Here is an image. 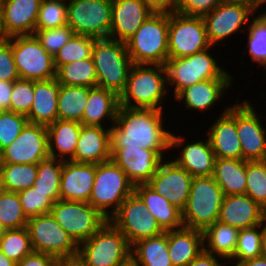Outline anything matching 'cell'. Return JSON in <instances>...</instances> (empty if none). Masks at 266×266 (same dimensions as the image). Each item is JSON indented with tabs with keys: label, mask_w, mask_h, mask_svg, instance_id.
Returning a JSON list of instances; mask_svg holds the SVG:
<instances>
[{
	"label": "cell",
	"mask_w": 266,
	"mask_h": 266,
	"mask_svg": "<svg viewBox=\"0 0 266 266\" xmlns=\"http://www.w3.org/2000/svg\"><path fill=\"white\" fill-rule=\"evenodd\" d=\"M164 110L119 106L111 126V147H141L169 150L173 131L165 127ZM165 118V119H164ZM165 120V121H164Z\"/></svg>",
	"instance_id": "cell-1"
},
{
	"label": "cell",
	"mask_w": 266,
	"mask_h": 266,
	"mask_svg": "<svg viewBox=\"0 0 266 266\" xmlns=\"http://www.w3.org/2000/svg\"><path fill=\"white\" fill-rule=\"evenodd\" d=\"M167 92L164 65L133 64L125 89L119 96V104L130 108L163 110L164 101L170 95Z\"/></svg>",
	"instance_id": "cell-2"
},
{
	"label": "cell",
	"mask_w": 266,
	"mask_h": 266,
	"mask_svg": "<svg viewBox=\"0 0 266 266\" xmlns=\"http://www.w3.org/2000/svg\"><path fill=\"white\" fill-rule=\"evenodd\" d=\"M210 48L183 58H168L166 69L167 89L175 97L182 89L197 82L210 79H234L233 75L220 66ZM226 70V71H225ZM174 91V92H173Z\"/></svg>",
	"instance_id": "cell-3"
},
{
	"label": "cell",
	"mask_w": 266,
	"mask_h": 266,
	"mask_svg": "<svg viewBox=\"0 0 266 266\" xmlns=\"http://www.w3.org/2000/svg\"><path fill=\"white\" fill-rule=\"evenodd\" d=\"M91 58L96 68L97 87L113 91L120 96L133 65L126 42L111 38L96 39Z\"/></svg>",
	"instance_id": "cell-4"
},
{
	"label": "cell",
	"mask_w": 266,
	"mask_h": 266,
	"mask_svg": "<svg viewBox=\"0 0 266 266\" xmlns=\"http://www.w3.org/2000/svg\"><path fill=\"white\" fill-rule=\"evenodd\" d=\"M133 64L164 65L168 59V13H152L126 41Z\"/></svg>",
	"instance_id": "cell-5"
},
{
	"label": "cell",
	"mask_w": 266,
	"mask_h": 266,
	"mask_svg": "<svg viewBox=\"0 0 266 266\" xmlns=\"http://www.w3.org/2000/svg\"><path fill=\"white\" fill-rule=\"evenodd\" d=\"M223 198V190L212 176L193 177L189 197L182 210L184 227L204 232L218 221Z\"/></svg>",
	"instance_id": "cell-6"
},
{
	"label": "cell",
	"mask_w": 266,
	"mask_h": 266,
	"mask_svg": "<svg viewBox=\"0 0 266 266\" xmlns=\"http://www.w3.org/2000/svg\"><path fill=\"white\" fill-rule=\"evenodd\" d=\"M130 256V244L110 221L80 243L77 254L86 266H119Z\"/></svg>",
	"instance_id": "cell-7"
},
{
	"label": "cell",
	"mask_w": 266,
	"mask_h": 266,
	"mask_svg": "<svg viewBox=\"0 0 266 266\" xmlns=\"http://www.w3.org/2000/svg\"><path fill=\"white\" fill-rule=\"evenodd\" d=\"M133 192V183L112 160L96 164L95 182L88 203L108 220Z\"/></svg>",
	"instance_id": "cell-8"
},
{
	"label": "cell",
	"mask_w": 266,
	"mask_h": 266,
	"mask_svg": "<svg viewBox=\"0 0 266 266\" xmlns=\"http://www.w3.org/2000/svg\"><path fill=\"white\" fill-rule=\"evenodd\" d=\"M210 47L202 16L168 13V58L191 56Z\"/></svg>",
	"instance_id": "cell-9"
},
{
	"label": "cell",
	"mask_w": 266,
	"mask_h": 266,
	"mask_svg": "<svg viewBox=\"0 0 266 266\" xmlns=\"http://www.w3.org/2000/svg\"><path fill=\"white\" fill-rule=\"evenodd\" d=\"M26 228L34 252L49 254L57 259L77 257L79 245L51 213L30 217Z\"/></svg>",
	"instance_id": "cell-10"
},
{
	"label": "cell",
	"mask_w": 266,
	"mask_h": 266,
	"mask_svg": "<svg viewBox=\"0 0 266 266\" xmlns=\"http://www.w3.org/2000/svg\"><path fill=\"white\" fill-rule=\"evenodd\" d=\"M112 0H67V25L75 34L109 38Z\"/></svg>",
	"instance_id": "cell-11"
},
{
	"label": "cell",
	"mask_w": 266,
	"mask_h": 266,
	"mask_svg": "<svg viewBox=\"0 0 266 266\" xmlns=\"http://www.w3.org/2000/svg\"><path fill=\"white\" fill-rule=\"evenodd\" d=\"M50 213L78 245L88 240L109 221L99 210L86 202L58 200Z\"/></svg>",
	"instance_id": "cell-12"
},
{
	"label": "cell",
	"mask_w": 266,
	"mask_h": 266,
	"mask_svg": "<svg viewBox=\"0 0 266 266\" xmlns=\"http://www.w3.org/2000/svg\"><path fill=\"white\" fill-rule=\"evenodd\" d=\"M256 13L257 11L249 4L223 0L210 13L203 16L210 45L218 47L225 44L224 41L226 42L233 34L236 35L239 31L245 33L250 19Z\"/></svg>",
	"instance_id": "cell-13"
},
{
	"label": "cell",
	"mask_w": 266,
	"mask_h": 266,
	"mask_svg": "<svg viewBox=\"0 0 266 266\" xmlns=\"http://www.w3.org/2000/svg\"><path fill=\"white\" fill-rule=\"evenodd\" d=\"M109 221L121 231L130 246L165 232L135 192L124 200Z\"/></svg>",
	"instance_id": "cell-14"
},
{
	"label": "cell",
	"mask_w": 266,
	"mask_h": 266,
	"mask_svg": "<svg viewBox=\"0 0 266 266\" xmlns=\"http://www.w3.org/2000/svg\"><path fill=\"white\" fill-rule=\"evenodd\" d=\"M12 52L21 79L39 81L56 78L54 57L34 35L12 37Z\"/></svg>",
	"instance_id": "cell-15"
},
{
	"label": "cell",
	"mask_w": 266,
	"mask_h": 266,
	"mask_svg": "<svg viewBox=\"0 0 266 266\" xmlns=\"http://www.w3.org/2000/svg\"><path fill=\"white\" fill-rule=\"evenodd\" d=\"M170 155L168 150L141 147H111V160L120 167L133 185L147 184L161 162Z\"/></svg>",
	"instance_id": "cell-16"
},
{
	"label": "cell",
	"mask_w": 266,
	"mask_h": 266,
	"mask_svg": "<svg viewBox=\"0 0 266 266\" xmlns=\"http://www.w3.org/2000/svg\"><path fill=\"white\" fill-rule=\"evenodd\" d=\"M49 157L46 126L27 123L19 136L0 152V163L38 164Z\"/></svg>",
	"instance_id": "cell-17"
},
{
	"label": "cell",
	"mask_w": 266,
	"mask_h": 266,
	"mask_svg": "<svg viewBox=\"0 0 266 266\" xmlns=\"http://www.w3.org/2000/svg\"><path fill=\"white\" fill-rule=\"evenodd\" d=\"M237 100V134L242 148V160H266V126L250 100Z\"/></svg>",
	"instance_id": "cell-18"
},
{
	"label": "cell",
	"mask_w": 266,
	"mask_h": 266,
	"mask_svg": "<svg viewBox=\"0 0 266 266\" xmlns=\"http://www.w3.org/2000/svg\"><path fill=\"white\" fill-rule=\"evenodd\" d=\"M171 133L170 154L179 149V157L172 159L178 166L185 169L192 177H210L213 175L216 160L208 137L204 141L196 139L186 143L185 136ZM185 140V142H184ZM172 150V151H171ZM181 150V151H180Z\"/></svg>",
	"instance_id": "cell-19"
},
{
	"label": "cell",
	"mask_w": 266,
	"mask_h": 266,
	"mask_svg": "<svg viewBox=\"0 0 266 266\" xmlns=\"http://www.w3.org/2000/svg\"><path fill=\"white\" fill-rule=\"evenodd\" d=\"M170 158H165L147 183L179 210H183L189 197L193 177Z\"/></svg>",
	"instance_id": "cell-20"
},
{
	"label": "cell",
	"mask_w": 266,
	"mask_h": 266,
	"mask_svg": "<svg viewBox=\"0 0 266 266\" xmlns=\"http://www.w3.org/2000/svg\"><path fill=\"white\" fill-rule=\"evenodd\" d=\"M206 135L216 158L242 159L241 143L237 134V101L224 107Z\"/></svg>",
	"instance_id": "cell-21"
},
{
	"label": "cell",
	"mask_w": 266,
	"mask_h": 266,
	"mask_svg": "<svg viewBox=\"0 0 266 266\" xmlns=\"http://www.w3.org/2000/svg\"><path fill=\"white\" fill-rule=\"evenodd\" d=\"M42 0H0V31L4 39L33 35Z\"/></svg>",
	"instance_id": "cell-22"
},
{
	"label": "cell",
	"mask_w": 266,
	"mask_h": 266,
	"mask_svg": "<svg viewBox=\"0 0 266 266\" xmlns=\"http://www.w3.org/2000/svg\"><path fill=\"white\" fill-rule=\"evenodd\" d=\"M96 164L63 161L60 200L86 202L95 182Z\"/></svg>",
	"instance_id": "cell-23"
},
{
	"label": "cell",
	"mask_w": 266,
	"mask_h": 266,
	"mask_svg": "<svg viewBox=\"0 0 266 266\" xmlns=\"http://www.w3.org/2000/svg\"><path fill=\"white\" fill-rule=\"evenodd\" d=\"M218 221L239 230L251 228L266 222V210L247 194L224 195Z\"/></svg>",
	"instance_id": "cell-24"
},
{
	"label": "cell",
	"mask_w": 266,
	"mask_h": 266,
	"mask_svg": "<svg viewBox=\"0 0 266 266\" xmlns=\"http://www.w3.org/2000/svg\"><path fill=\"white\" fill-rule=\"evenodd\" d=\"M152 13L142 0H112L109 38L126 42Z\"/></svg>",
	"instance_id": "cell-25"
},
{
	"label": "cell",
	"mask_w": 266,
	"mask_h": 266,
	"mask_svg": "<svg viewBox=\"0 0 266 266\" xmlns=\"http://www.w3.org/2000/svg\"><path fill=\"white\" fill-rule=\"evenodd\" d=\"M232 80L210 79L197 82L182 89L174 97V101H177L179 104L183 103L185 110L191 112L193 110L196 112L209 111L223 99V96L226 95L225 91L229 90V88L231 89V85H233Z\"/></svg>",
	"instance_id": "cell-26"
},
{
	"label": "cell",
	"mask_w": 266,
	"mask_h": 266,
	"mask_svg": "<svg viewBox=\"0 0 266 266\" xmlns=\"http://www.w3.org/2000/svg\"><path fill=\"white\" fill-rule=\"evenodd\" d=\"M111 160L110 127L81 126L74 162L99 164Z\"/></svg>",
	"instance_id": "cell-27"
},
{
	"label": "cell",
	"mask_w": 266,
	"mask_h": 266,
	"mask_svg": "<svg viewBox=\"0 0 266 266\" xmlns=\"http://www.w3.org/2000/svg\"><path fill=\"white\" fill-rule=\"evenodd\" d=\"M119 106V96L113 91L100 87H89V97L81 124L85 126H110L111 128L115 123ZM106 119L111 125L108 126V123H104L107 122Z\"/></svg>",
	"instance_id": "cell-28"
},
{
	"label": "cell",
	"mask_w": 266,
	"mask_h": 266,
	"mask_svg": "<svg viewBox=\"0 0 266 266\" xmlns=\"http://www.w3.org/2000/svg\"><path fill=\"white\" fill-rule=\"evenodd\" d=\"M60 83L56 78L34 81V97L28 123L48 126L58 119V92Z\"/></svg>",
	"instance_id": "cell-29"
},
{
	"label": "cell",
	"mask_w": 266,
	"mask_h": 266,
	"mask_svg": "<svg viewBox=\"0 0 266 266\" xmlns=\"http://www.w3.org/2000/svg\"><path fill=\"white\" fill-rule=\"evenodd\" d=\"M167 244L172 265L188 266L204 250V234L187 227L169 230Z\"/></svg>",
	"instance_id": "cell-30"
},
{
	"label": "cell",
	"mask_w": 266,
	"mask_h": 266,
	"mask_svg": "<svg viewBox=\"0 0 266 266\" xmlns=\"http://www.w3.org/2000/svg\"><path fill=\"white\" fill-rule=\"evenodd\" d=\"M82 124L76 121L57 119L46 126L48 152L51 158L73 161Z\"/></svg>",
	"instance_id": "cell-31"
},
{
	"label": "cell",
	"mask_w": 266,
	"mask_h": 266,
	"mask_svg": "<svg viewBox=\"0 0 266 266\" xmlns=\"http://www.w3.org/2000/svg\"><path fill=\"white\" fill-rule=\"evenodd\" d=\"M134 192L141 198L148 208V212L155 217L164 231L184 227L182 211L154 191L148 184L135 185Z\"/></svg>",
	"instance_id": "cell-32"
},
{
	"label": "cell",
	"mask_w": 266,
	"mask_h": 266,
	"mask_svg": "<svg viewBox=\"0 0 266 266\" xmlns=\"http://www.w3.org/2000/svg\"><path fill=\"white\" fill-rule=\"evenodd\" d=\"M247 161L242 159L216 158L212 177L224 195L245 194Z\"/></svg>",
	"instance_id": "cell-33"
},
{
	"label": "cell",
	"mask_w": 266,
	"mask_h": 266,
	"mask_svg": "<svg viewBox=\"0 0 266 266\" xmlns=\"http://www.w3.org/2000/svg\"><path fill=\"white\" fill-rule=\"evenodd\" d=\"M239 229L216 221L204 232V250L227 261L234 255Z\"/></svg>",
	"instance_id": "cell-34"
},
{
	"label": "cell",
	"mask_w": 266,
	"mask_h": 266,
	"mask_svg": "<svg viewBox=\"0 0 266 266\" xmlns=\"http://www.w3.org/2000/svg\"><path fill=\"white\" fill-rule=\"evenodd\" d=\"M131 256L141 266H173L168 254L167 231L133 244Z\"/></svg>",
	"instance_id": "cell-35"
},
{
	"label": "cell",
	"mask_w": 266,
	"mask_h": 266,
	"mask_svg": "<svg viewBox=\"0 0 266 266\" xmlns=\"http://www.w3.org/2000/svg\"><path fill=\"white\" fill-rule=\"evenodd\" d=\"M89 97V87L60 85L58 92V119L81 123Z\"/></svg>",
	"instance_id": "cell-36"
},
{
	"label": "cell",
	"mask_w": 266,
	"mask_h": 266,
	"mask_svg": "<svg viewBox=\"0 0 266 266\" xmlns=\"http://www.w3.org/2000/svg\"><path fill=\"white\" fill-rule=\"evenodd\" d=\"M38 164L0 163V189L20 192L33 187Z\"/></svg>",
	"instance_id": "cell-37"
},
{
	"label": "cell",
	"mask_w": 266,
	"mask_h": 266,
	"mask_svg": "<svg viewBox=\"0 0 266 266\" xmlns=\"http://www.w3.org/2000/svg\"><path fill=\"white\" fill-rule=\"evenodd\" d=\"M56 79L65 86L97 87L96 68L92 58L61 65L56 70Z\"/></svg>",
	"instance_id": "cell-38"
},
{
	"label": "cell",
	"mask_w": 266,
	"mask_h": 266,
	"mask_svg": "<svg viewBox=\"0 0 266 266\" xmlns=\"http://www.w3.org/2000/svg\"><path fill=\"white\" fill-rule=\"evenodd\" d=\"M63 161L47 158L38 163L37 177L33 184L35 191L46 194L54 202L60 200L61 170Z\"/></svg>",
	"instance_id": "cell-39"
},
{
	"label": "cell",
	"mask_w": 266,
	"mask_h": 266,
	"mask_svg": "<svg viewBox=\"0 0 266 266\" xmlns=\"http://www.w3.org/2000/svg\"><path fill=\"white\" fill-rule=\"evenodd\" d=\"M247 27V47L242 54L244 57L249 54L252 62L258 64V68L263 66L262 69L266 70V17L261 12L255 14Z\"/></svg>",
	"instance_id": "cell-40"
},
{
	"label": "cell",
	"mask_w": 266,
	"mask_h": 266,
	"mask_svg": "<svg viewBox=\"0 0 266 266\" xmlns=\"http://www.w3.org/2000/svg\"><path fill=\"white\" fill-rule=\"evenodd\" d=\"M25 215L17 192L0 189V223L5 230L26 227Z\"/></svg>",
	"instance_id": "cell-41"
},
{
	"label": "cell",
	"mask_w": 266,
	"mask_h": 266,
	"mask_svg": "<svg viewBox=\"0 0 266 266\" xmlns=\"http://www.w3.org/2000/svg\"><path fill=\"white\" fill-rule=\"evenodd\" d=\"M96 38L74 34L67 43L55 54L56 70L64 64L92 57L93 44Z\"/></svg>",
	"instance_id": "cell-42"
},
{
	"label": "cell",
	"mask_w": 266,
	"mask_h": 266,
	"mask_svg": "<svg viewBox=\"0 0 266 266\" xmlns=\"http://www.w3.org/2000/svg\"><path fill=\"white\" fill-rule=\"evenodd\" d=\"M0 250L15 263L33 252L26 227L5 230L0 238Z\"/></svg>",
	"instance_id": "cell-43"
},
{
	"label": "cell",
	"mask_w": 266,
	"mask_h": 266,
	"mask_svg": "<svg viewBox=\"0 0 266 266\" xmlns=\"http://www.w3.org/2000/svg\"><path fill=\"white\" fill-rule=\"evenodd\" d=\"M263 223L251 228L241 229L238 234L234 255L228 262H240L259 257L261 254Z\"/></svg>",
	"instance_id": "cell-44"
},
{
	"label": "cell",
	"mask_w": 266,
	"mask_h": 266,
	"mask_svg": "<svg viewBox=\"0 0 266 266\" xmlns=\"http://www.w3.org/2000/svg\"><path fill=\"white\" fill-rule=\"evenodd\" d=\"M246 179L245 194L266 210V160L247 161Z\"/></svg>",
	"instance_id": "cell-45"
},
{
	"label": "cell",
	"mask_w": 266,
	"mask_h": 266,
	"mask_svg": "<svg viewBox=\"0 0 266 266\" xmlns=\"http://www.w3.org/2000/svg\"><path fill=\"white\" fill-rule=\"evenodd\" d=\"M67 25V0H42L35 30Z\"/></svg>",
	"instance_id": "cell-46"
},
{
	"label": "cell",
	"mask_w": 266,
	"mask_h": 266,
	"mask_svg": "<svg viewBox=\"0 0 266 266\" xmlns=\"http://www.w3.org/2000/svg\"><path fill=\"white\" fill-rule=\"evenodd\" d=\"M27 123L25 115L10 110L0 111V152L19 136Z\"/></svg>",
	"instance_id": "cell-47"
},
{
	"label": "cell",
	"mask_w": 266,
	"mask_h": 266,
	"mask_svg": "<svg viewBox=\"0 0 266 266\" xmlns=\"http://www.w3.org/2000/svg\"><path fill=\"white\" fill-rule=\"evenodd\" d=\"M34 80L17 79L13 81L10 111L27 116L33 103Z\"/></svg>",
	"instance_id": "cell-48"
},
{
	"label": "cell",
	"mask_w": 266,
	"mask_h": 266,
	"mask_svg": "<svg viewBox=\"0 0 266 266\" xmlns=\"http://www.w3.org/2000/svg\"><path fill=\"white\" fill-rule=\"evenodd\" d=\"M74 34L69 25H64L57 28L35 30L33 35L41 46L54 57Z\"/></svg>",
	"instance_id": "cell-49"
},
{
	"label": "cell",
	"mask_w": 266,
	"mask_h": 266,
	"mask_svg": "<svg viewBox=\"0 0 266 266\" xmlns=\"http://www.w3.org/2000/svg\"><path fill=\"white\" fill-rule=\"evenodd\" d=\"M25 215L30 218L51 212L54 201L33 187L18 192Z\"/></svg>",
	"instance_id": "cell-50"
},
{
	"label": "cell",
	"mask_w": 266,
	"mask_h": 266,
	"mask_svg": "<svg viewBox=\"0 0 266 266\" xmlns=\"http://www.w3.org/2000/svg\"><path fill=\"white\" fill-rule=\"evenodd\" d=\"M19 75L12 52V37L0 41V80L15 81Z\"/></svg>",
	"instance_id": "cell-51"
},
{
	"label": "cell",
	"mask_w": 266,
	"mask_h": 266,
	"mask_svg": "<svg viewBox=\"0 0 266 266\" xmlns=\"http://www.w3.org/2000/svg\"><path fill=\"white\" fill-rule=\"evenodd\" d=\"M223 0H176L174 11L188 16H204Z\"/></svg>",
	"instance_id": "cell-52"
},
{
	"label": "cell",
	"mask_w": 266,
	"mask_h": 266,
	"mask_svg": "<svg viewBox=\"0 0 266 266\" xmlns=\"http://www.w3.org/2000/svg\"><path fill=\"white\" fill-rule=\"evenodd\" d=\"M56 260L52 255L33 251L17 262L16 266H51Z\"/></svg>",
	"instance_id": "cell-53"
},
{
	"label": "cell",
	"mask_w": 266,
	"mask_h": 266,
	"mask_svg": "<svg viewBox=\"0 0 266 266\" xmlns=\"http://www.w3.org/2000/svg\"><path fill=\"white\" fill-rule=\"evenodd\" d=\"M220 259V260H219ZM224 261H222V260ZM226 266L228 261L203 250L188 266Z\"/></svg>",
	"instance_id": "cell-54"
},
{
	"label": "cell",
	"mask_w": 266,
	"mask_h": 266,
	"mask_svg": "<svg viewBox=\"0 0 266 266\" xmlns=\"http://www.w3.org/2000/svg\"><path fill=\"white\" fill-rule=\"evenodd\" d=\"M154 13H171L174 11L176 0H142Z\"/></svg>",
	"instance_id": "cell-55"
},
{
	"label": "cell",
	"mask_w": 266,
	"mask_h": 266,
	"mask_svg": "<svg viewBox=\"0 0 266 266\" xmlns=\"http://www.w3.org/2000/svg\"><path fill=\"white\" fill-rule=\"evenodd\" d=\"M13 81L0 80V111L10 110Z\"/></svg>",
	"instance_id": "cell-56"
},
{
	"label": "cell",
	"mask_w": 266,
	"mask_h": 266,
	"mask_svg": "<svg viewBox=\"0 0 266 266\" xmlns=\"http://www.w3.org/2000/svg\"><path fill=\"white\" fill-rule=\"evenodd\" d=\"M232 266H266V258L259 256L240 262H229ZM234 264V265H233Z\"/></svg>",
	"instance_id": "cell-57"
},
{
	"label": "cell",
	"mask_w": 266,
	"mask_h": 266,
	"mask_svg": "<svg viewBox=\"0 0 266 266\" xmlns=\"http://www.w3.org/2000/svg\"><path fill=\"white\" fill-rule=\"evenodd\" d=\"M230 1L243 2V3L249 4L258 13L261 12L262 8H264L263 5L264 6L266 5V0H230ZM259 8H261V9H259Z\"/></svg>",
	"instance_id": "cell-58"
},
{
	"label": "cell",
	"mask_w": 266,
	"mask_h": 266,
	"mask_svg": "<svg viewBox=\"0 0 266 266\" xmlns=\"http://www.w3.org/2000/svg\"><path fill=\"white\" fill-rule=\"evenodd\" d=\"M0 266H16V263L0 250Z\"/></svg>",
	"instance_id": "cell-59"
},
{
	"label": "cell",
	"mask_w": 266,
	"mask_h": 266,
	"mask_svg": "<svg viewBox=\"0 0 266 266\" xmlns=\"http://www.w3.org/2000/svg\"><path fill=\"white\" fill-rule=\"evenodd\" d=\"M260 256L266 258V222L263 223L261 254Z\"/></svg>",
	"instance_id": "cell-60"
},
{
	"label": "cell",
	"mask_w": 266,
	"mask_h": 266,
	"mask_svg": "<svg viewBox=\"0 0 266 266\" xmlns=\"http://www.w3.org/2000/svg\"><path fill=\"white\" fill-rule=\"evenodd\" d=\"M67 266H86L78 257L67 258Z\"/></svg>",
	"instance_id": "cell-61"
},
{
	"label": "cell",
	"mask_w": 266,
	"mask_h": 266,
	"mask_svg": "<svg viewBox=\"0 0 266 266\" xmlns=\"http://www.w3.org/2000/svg\"><path fill=\"white\" fill-rule=\"evenodd\" d=\"M119 266H141L132 256L122 262Z\"/></svg>",
	"instance_id": "cell-62"
},
{
	"label": "cell",
	"mask_w": 266,
	"mask_h": 266,
	"mask_svg": "<svg viewBox=\"0 0 266 266\" xmlns=\"http://www.w3.org/2000/svg\"><path fill=\"white\" fill-rule=\"evenodd\" d=\"M51 266H67V259H57Z\"/></svg>",
	"instance_id": "cell-63"
},
{
	"label": "cell",
	"mask_w": 266,
	"mask_h": 266,
	"mask_svg": "<svg viewBox=\"0 0 266 266\" xmlns=\"http://www.w3.org/2000/svg\"><path fill=\"white\" fill-rule=\"evenodd\" d=\"M4 231H5V229L3 228V226L0 223V238L2 237Z\"/></svg>",
	"instance_id": "cell-64"
},
{
	"label": "cell",
	"mask_w": 266,
	"mask_h": 266,
	"mask_svg": "<svg viewBox=\"0 0 266 266\" xmlns=\"http://www.w3.org/2000/svg\"><path fill=\"white\" fill-rule=\"evenodd\" d=\"M3 39L4 38H3L2 34H1V31H0V41L3 40Z\"/></svg>",
	"instance_id": "cell-65"
},
{
	"label": "cell",
	"mask_w": 266,
	"mask_h": 266,
	"mask_svg": "<svg viewBox=\"0 0 266 266\" xmlns=\"http://www.w3.org/2000/svg\"><path fill=\"white\" fill-rule=\"evenodd\" d=\"M265 17H266V11H263L261 12Z\"/></svg>",
	"instance_id": "cell-66"
}]
</instances>
